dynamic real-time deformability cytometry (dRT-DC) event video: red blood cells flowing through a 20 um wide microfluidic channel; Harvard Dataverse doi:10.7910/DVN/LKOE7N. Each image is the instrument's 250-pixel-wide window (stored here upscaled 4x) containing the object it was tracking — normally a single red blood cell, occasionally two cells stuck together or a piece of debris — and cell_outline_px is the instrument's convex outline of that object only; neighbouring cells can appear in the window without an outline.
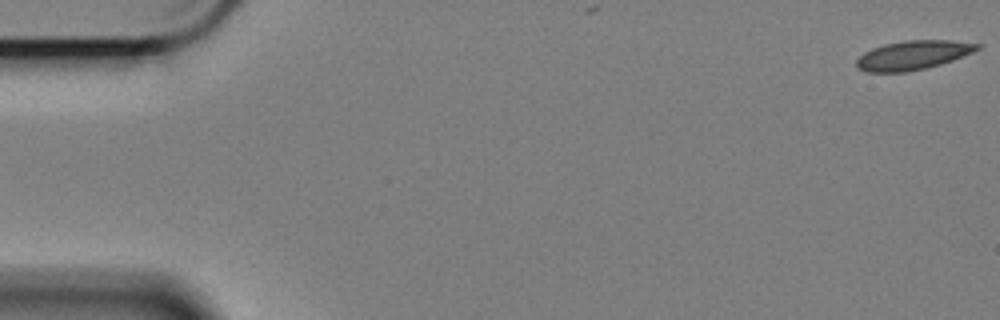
{"species": "Egyptian fruit bat (a non-hibernating species)", "species_latin": "Rousettus aegyptiacus", "temperature_condition": "cold", "stored_images_in_passage": 8, "camera_frame_rate_fps": 3000, "um_per_image_px": 0.085, "animal": {"sex": "female"}, "frame": {"image": 1, "passage_image": 1, "time_ms": 0.0, "image_size_px": [1000, 320], "cell_outline_px": [[980, 48], [972, 52], [952, 60], [940, 64], [908, 72], [868, 72], [860, 68], [856, 64], [856, 60], [864, 52], [872, 48], [884, 44], [904, 40], [948, 40], [980, 44]], "centroid_in_image_um": [77.58, 4.68], "position_along_channel_um": 7.4, "area_um2": 20.23}}